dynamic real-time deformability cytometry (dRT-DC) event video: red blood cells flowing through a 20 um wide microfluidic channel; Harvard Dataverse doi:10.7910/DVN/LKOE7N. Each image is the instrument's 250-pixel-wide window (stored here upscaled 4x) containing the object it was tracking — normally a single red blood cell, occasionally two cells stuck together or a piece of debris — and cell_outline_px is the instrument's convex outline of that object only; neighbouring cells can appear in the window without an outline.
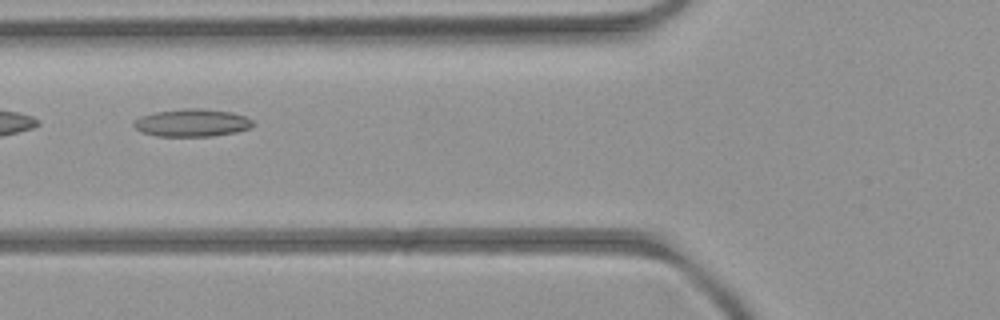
{"species": "common noctule bat (a hibernating species)", "species_latin": "Nyctalus noctula", "temperature_condition": "room temperature", "stored_images_in_passage": 3, "camera_frame_rate_fps": 3000, "um_per_image_px": 0.085, "animal": {"sex": "female", "body_mass_g": 21.9}, "frame": {"image": 1, "passage_image": 2, "time_ms": 2.0, "image_size_px": [1000, 320], "cell_outline_px": [[256, 124], [248, 128], [236, 132], [212, 136], [156, 136], [144, 132], [136, 128], [132, 124], [140, 116], [156, 112], [184, 108], [200, 108], [232, 112], [244, 116], [252, 120]], "centroid_in_image_um": [16.34, 10.43], "position_along_channel_um": 109.5, "area_um2": 19.07}}
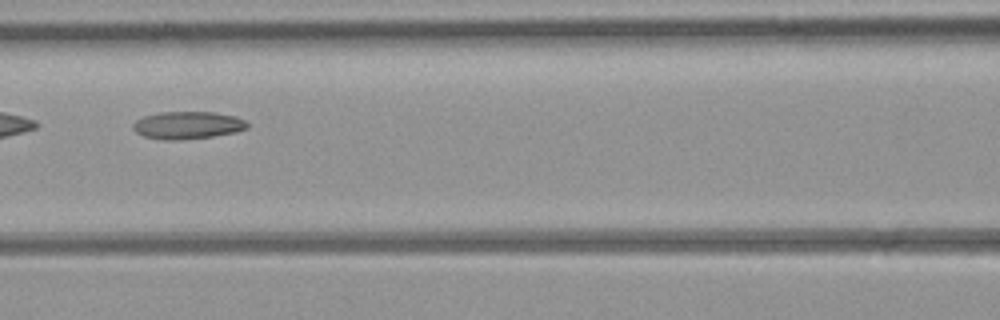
{"frame": {"image": 2, "passage_image": 3, "time_ms": 3.0, "image_size_px": [1000, 320], "cell_outline_px": [[248, 128], [236, 132], [212, 136], [180, 140], [164, 140], [144, 136], [136, 132], [132, 128], [132, 124], [136, 120], [144, 116], [160, 112], [216, 112], [236, 116], [244, 120], [248, 124]], "centroid_in_image_um": [15.95, 10.64], "position_along_channel_um": 150.7, "area_um2": 18.38}}